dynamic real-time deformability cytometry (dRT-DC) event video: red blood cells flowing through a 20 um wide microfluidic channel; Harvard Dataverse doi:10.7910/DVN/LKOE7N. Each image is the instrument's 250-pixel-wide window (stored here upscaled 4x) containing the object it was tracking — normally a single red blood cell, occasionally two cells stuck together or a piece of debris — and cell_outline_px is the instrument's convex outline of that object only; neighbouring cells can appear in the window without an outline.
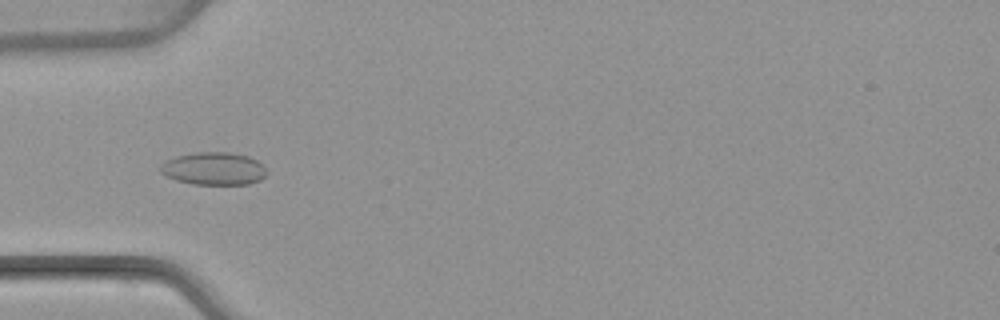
{"species": "common noctule bat (a hibernating species)", "species_latin": "Nyctalus noctula", "temperature_condition": "warm", "stored_images_in_passage": 52, "camera_frame_rate_fps": 3000, "um_per_image_px": 0.085, "animal": {"sex": "female", "body_mass_g": 22.7, "forearm_length_mm": 54.2}, "frame": {"image": 1, "passage_image": 17, "time_ms": 5.333, "image_size_px": [1000, 320], "cell_outline_px": [[268, 172], [260, 180], [248, 184], [192, 184], [176, 180], [160, 172], [160, 164], [164, 160], [176, 156], [196, 152], [228, 152], [248, 156], [256, 160]], "centroid_in_image_um": [18.14, 14.33], "position_along_channel_um": 66.9, "area_um2": 20.23}}
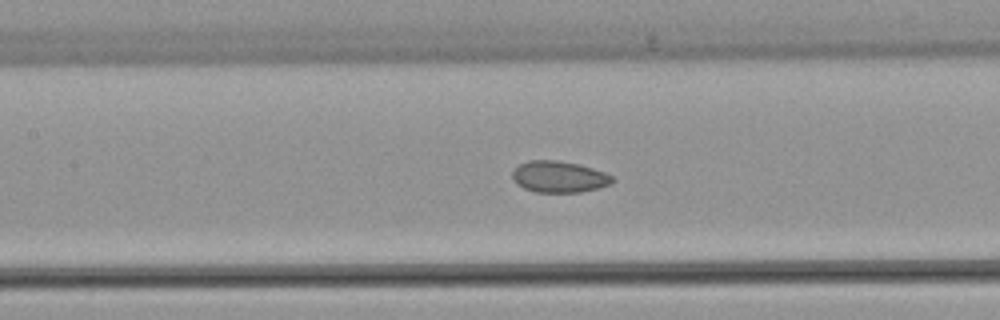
{"frame": {"image": 2, "passage_image": 24, "time_ms": 7.667, "image_size_px": [1000, 320], "cell_outline_px": [[616, 180], [612, 184], [600, 188], [580, 192], [536, 192], [524, 188], [516, 184], [512, 180], [512, 172], [520, 164], [528, 160], [556, 160], [580, 164], [604, 172], [612, 176]], "centroid_in_image_um": [47.54, 15.03], "position_along_channel_um": 159.9, "area_um2": 18.5}}
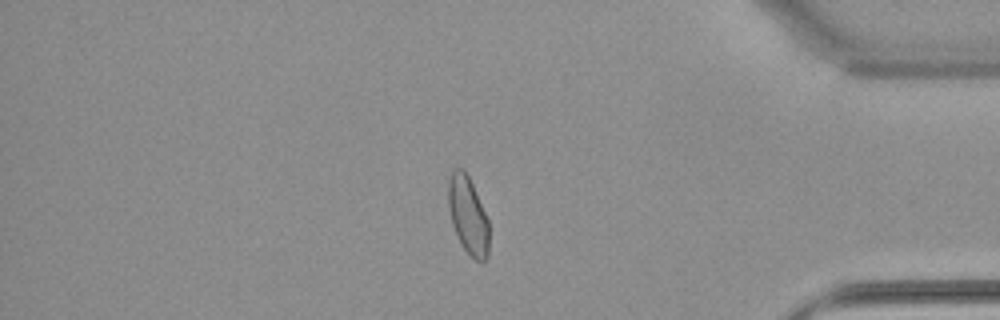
{"frame": {"image": 3, "passage_image": 44, "time_ms": 14.333, "image_size_px": [1000, 320], "cell_outline_px": [[488, 256], [484, 260], [476, 260], [464, 248], [452, 224], [448, 204], [448, 180], [452, 168], [464, 168], [472, 184], [488, 220]], "centroid_in_image_um": [39.76, 18.24], "position_along_channel_um": 395.4, "area_um2": 18.03}, "authors_computed_cell_mechanics": {"area_um2": 19.3052, "velocity_mm_per_s": 3.9861, "shape_relaxation_time_tau1_ms": null, "shape_relaxation_time_tau2_ms": 1.9741, "deformation_change_tau1": null, "deformation_change_tau2": 0.0605}}